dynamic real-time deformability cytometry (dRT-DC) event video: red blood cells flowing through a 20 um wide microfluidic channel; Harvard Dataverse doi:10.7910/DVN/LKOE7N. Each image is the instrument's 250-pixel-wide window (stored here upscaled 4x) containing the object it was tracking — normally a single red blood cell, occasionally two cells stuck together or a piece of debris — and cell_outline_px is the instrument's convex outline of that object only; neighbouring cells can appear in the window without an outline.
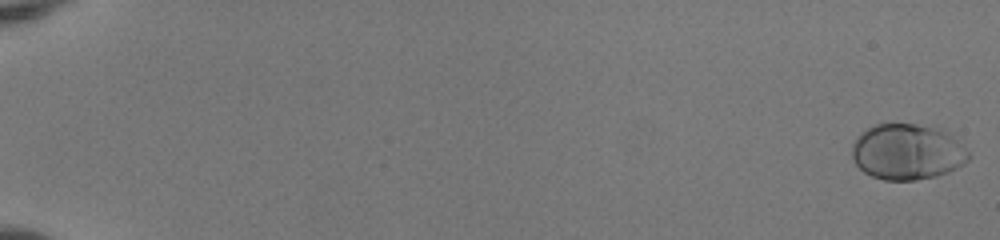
{"species": "human", "species_latin": "Homo sapiens", "temperature_condition": "room temperature", "stored_images_in_passage": 54, "camera_frame_rate_fps": 3000, "um_per_image_px": 0.085, "donor": {"sex": "female"}, "frame": {"image": 1, "passage_image": 1, "time_ms": 0.0, "image_size_px": [1000, 240], "cell_outline_px": [[972, 156], [964, 164], [948, 172], [936, 176], [916, 180], [884, 180], [872, 176], [864, 172], [852, 160], [852, 144], [856, 136], [860, 132], [876, 124], [916, 124], [944, 128]], "centroid_in_image_um": [77.11, 12.9], "position_along_channel_um": 7.9, "area_um2": 38.21}}
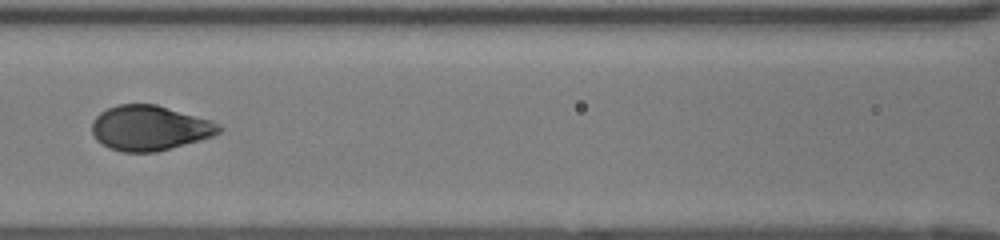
{"frame": {"image": 2, "passage_image": 28, "time_ms": 9.0, "image_size_px": [1000, 240], "cell_outline_px": [[224, 128], [220, 132], [212, 136], [200, 140], [156, 152], [120, 152], [108, 148], [96, 140], [92, 132], [92, 120], [100, 112], [116, 104], [156, 104], [212, 120], [220, 124]], "centroid_in_image_um": [12.71, 10.88], "position_along_channel_um": 153.9, "area_um2": 33.58}}
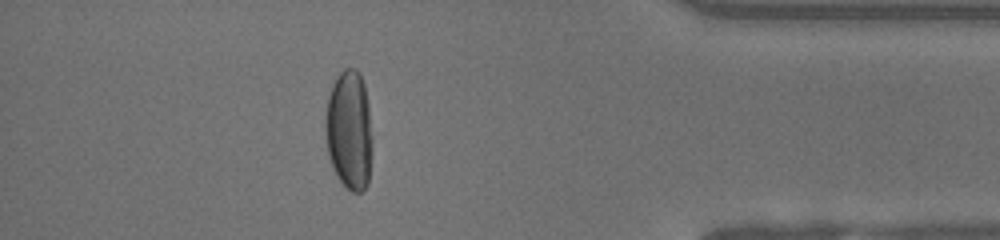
{"frame": {"image": 3, "passage_image": 49, "time_ms": 16.0, "image_size_px": [1000, 240], "cell_outline_px": [[372, 140], [368, 184], [360, 192], [352, 192], [336, 176], [332, 168], [328, 156], [324, 136], [324, 120], [328, 96], [332, 84], [336, 76], [344, 68], [356, 68], [360, 72], [364, 84], [368, 104]], "centroid_in_image_um": [29.65, 11.04], "position_along_channel_um": 405.6, "area_um2": 33.18}, "authors_computed_cell_mechanics": {"area_um2": 34.9112, "velocity_mm_per_s": 3.982, "shape_relaxation_time_tau1_ms": 3.3995, "shape_relaxation_time_tau2_ms": null, "deformation_change_tau1": 0.1934, "deformation_change_tau2": null}}